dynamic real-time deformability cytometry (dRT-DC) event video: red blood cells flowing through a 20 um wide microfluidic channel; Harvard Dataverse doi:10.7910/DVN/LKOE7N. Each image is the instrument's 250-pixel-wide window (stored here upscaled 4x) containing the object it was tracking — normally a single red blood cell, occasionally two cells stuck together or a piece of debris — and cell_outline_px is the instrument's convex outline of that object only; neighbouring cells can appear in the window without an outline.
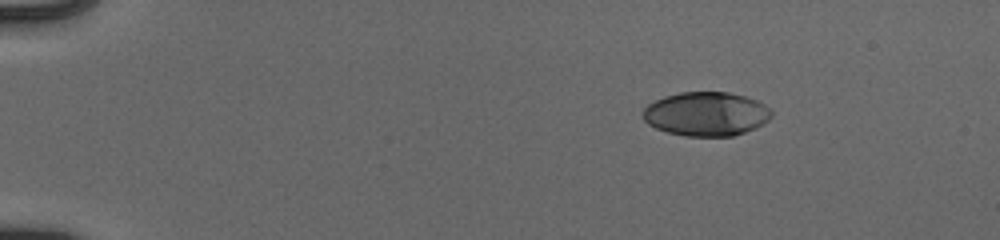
{"species": "human", "species_latin": "Homo sapiens", "temperature_condition": "cold", "stored_images_in_passage": 46, "camera_frame_rate_fps": 3000, "um_per_image_px": 0.085, "donor": {"sex": "male"}, "frame": {"image": 1, "passage_image": 1, "time_ms": 0.0, "image_size_px": [1000, 240], "cell_outline_px": [[772, 116], [768, 120], [744, 132], [732, 136], [684, 136], [668, 132], [656, 128], [648, 124], [644, 120], [644, 108], [648, 104], [664, 96], [680, 92], [728, 92], [744, 96], [756, 100], [764, 104], [772, 112]], "centroid_in_image_um": [60.01, 9.68], "position_along_channel_um": 25.0, "area_um2": 32.71}}
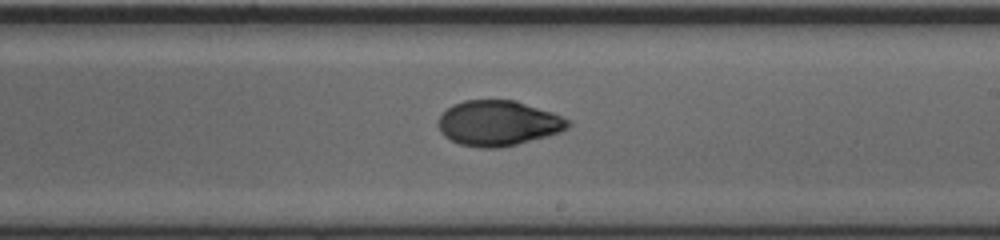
{"frame": {"image": 2, "passage_image": 26, "time_ms": 8.333, "image_size_px": [1000, 240], "cell_outline_px": [[572, 124], [568, 128], [560, 132], [548, 136], [516, 144], [496, 148], [480, 148], [460, 144], [444, 136], [440, 132], [440, 116], [452, 104], [464, 100], [516, 100], [552, 112], [568, 120]], "centroid_in_image_um": [42.36, 10.46], "position_along_channel_um": 246.6, "area_um2": 34.04}}
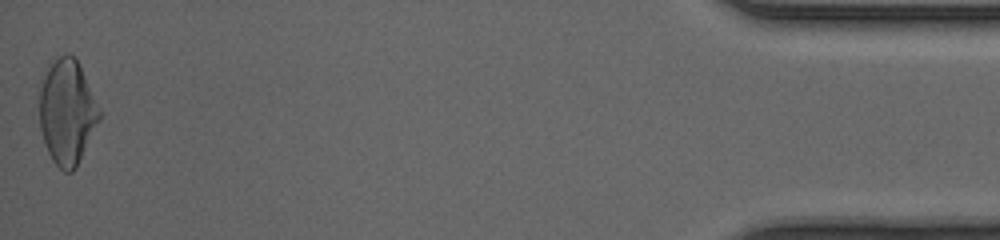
{"frame": {"image": 3, "passage_image": 46, "time_ms": 15.0, "image_size_px": [1000, 240], "cell_outline_px": [[100, 120], [76, 168], [72, 172], [64, 172], [52, 160], [48, 152], [40, 128], [36, 88], [48, 68], [64, 52], [68, 52], [76, 60], [80, 68], [100, 112]], "centroid_in_image_um": [5.64, 9.54], "position_along_channel_um": 429.6, "area_um2": 36.65}, "authors_computed_cell_mechanics": {"area_um2": 34.2176, "velocity_mm_per_s": 3.9657, "shape_relaxation_time_tau1_ms": 4.6788, "shape_relaxation_time_tau2_ms": 2.4982, "deformation_change_tau1": 0.2101, "deformation_change_tau2": 0.0401}}